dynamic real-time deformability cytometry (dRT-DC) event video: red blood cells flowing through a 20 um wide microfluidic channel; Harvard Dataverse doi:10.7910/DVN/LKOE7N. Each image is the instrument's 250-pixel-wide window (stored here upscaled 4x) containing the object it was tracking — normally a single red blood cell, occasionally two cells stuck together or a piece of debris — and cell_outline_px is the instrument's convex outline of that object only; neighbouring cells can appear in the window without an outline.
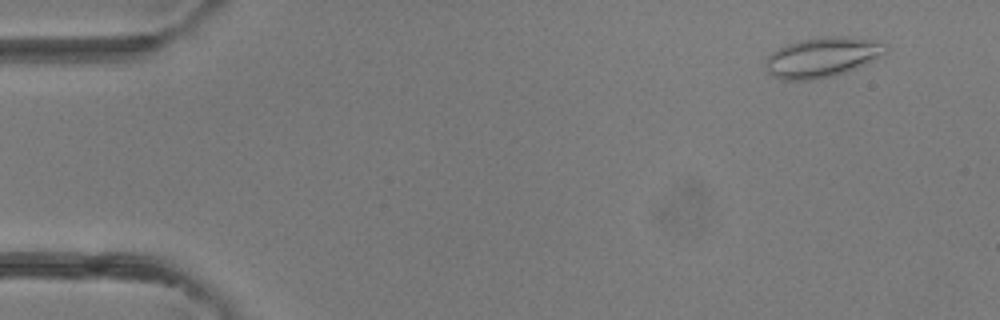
{"species": "common noctule bat (a hibernating species)", "species_latin": "Nyctalus noctula", "temperature_condition": "room temperature", "stored_images_in_passage": 5, "camera_frame_rate_fps": 3000, "um_per_image_px": 0.085, "animal": {"sex": "female"}, "frame": {"image": 1, "passage_image": 2, "time_ms": 1.0, "image_size_px": [1000, 320], "cell_outline_px": [[888, 48], [880, 56], [856, 68], [832, 76], [812, 80], [784, 80], [768, 72], [768, 56], [772, 52], [784, 44], [824, 36], [848, 36], [888, 44]], "centroid_in_image_um": [69.9, 4.86], "position_along_channel_um": 15.1, "area_um2": 27.4}}